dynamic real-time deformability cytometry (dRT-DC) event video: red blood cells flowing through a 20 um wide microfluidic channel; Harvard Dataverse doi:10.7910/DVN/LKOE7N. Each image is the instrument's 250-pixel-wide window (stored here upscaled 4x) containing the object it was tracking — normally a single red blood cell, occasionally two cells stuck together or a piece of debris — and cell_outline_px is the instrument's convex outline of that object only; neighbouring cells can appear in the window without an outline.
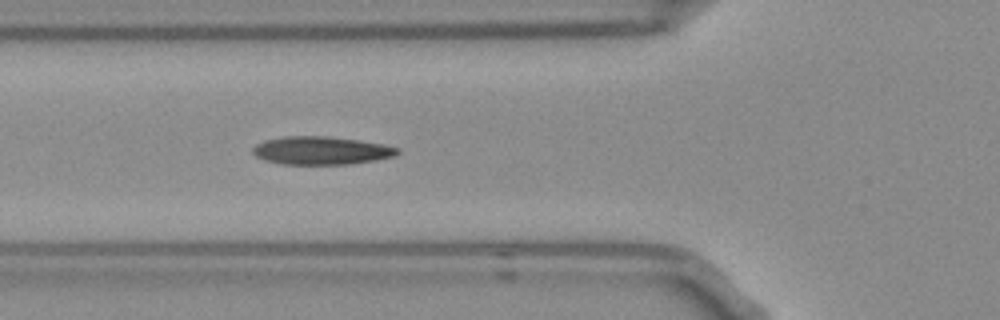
{"species": "Egyptian fruit bat (a non-hibernating species)", "species_latin": "Rousettus aegyptiacus", "temperature_condition": "room temperature", "stored_images_in_passage": 17, "camera_frame_rate_fps": 3000, "um_per_image_px": 0.085, "frame": {"image": 1, "passage_image": 8, "time_ms": 2.333, "image_size_px": [1000, 320], "cell_outline_px": [[400, 152], [392, 156], [372, 160], [348, 164], [284, 164], [268, 160], [256, 156], [252, 152], [252, 148], [256, 144], [264, 140], [284, 136], [328, 136], [384, 144], [400, 148]], "centroid_in_image_um": [27.28, 12.78], "position_along_channel_um": 98.5, "area_um2": 23.41}}